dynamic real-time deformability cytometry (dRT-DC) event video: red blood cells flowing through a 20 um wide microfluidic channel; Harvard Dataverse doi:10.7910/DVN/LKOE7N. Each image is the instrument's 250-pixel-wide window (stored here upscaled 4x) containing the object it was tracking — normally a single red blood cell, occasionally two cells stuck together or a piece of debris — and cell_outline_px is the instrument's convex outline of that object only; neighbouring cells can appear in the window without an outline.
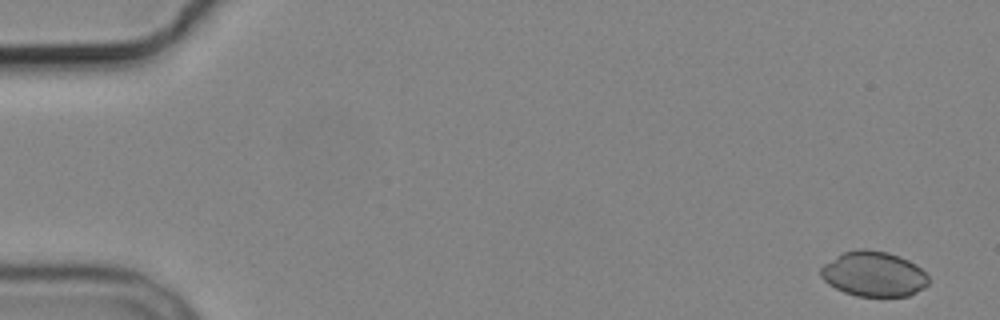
{"species": "common noctule bat (a hibernating species)", "species_latin": "Nyctalus noctula", "temperature_condition": "cold", "stored_images_in_passage": 4, "camera_frame_rate_fps": 3000, "um_per_image_px": 0.085, "animal": {"sex": "male", "body_mass_g": 19.2, "forearm_length_mm": 51.8}, "frame": {"image": 1, "passage_image": 1, "time_ms": 0.0, "image_size_px": [1000, 320], "cell_outline_px": [[928, 284], [924, 288], [908, 296], [856, 296], [844, 292], [828, 284], [820, 276], [820, 268], [824, 264], [844, 252], [860, 248], [864, 248], [888, 252], [900, 256], [916, 264], [928, 276]], "centroid_in_image_um": [74.26, 23.29], "position_along_channel_um": 10.7, "area_um2": 28.32}}